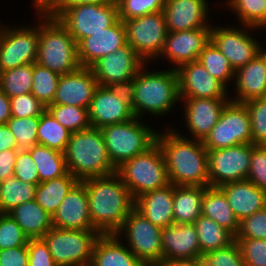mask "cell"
<instances>
[{
    "label": "cell",
    "mask_w": 266,
    "mask_h": 266,
    "mask_svg": "<svg viewBox=\"0 0 266 266\" xmlns=\"http://www.w3.org/2000/svg\"><path fill=\"white\" fill-rule=\"evenodd\" d=\"M92 225L101 235L117 234L135 200L117 172L82 180Z\"/></svg>",
    "instance_id": "1"
},
{
    "label": "cell",
    "mask_w": 266,
    "mask_h": 266,
    "mask_svg": "<svg viewBox=\"0 0 266 266\" xmlns=\"http://www.w3.org/2000/svg\"><path fill=\"white\" fill-rule=\"evenodd\" d=\"M156 142L162 150L170 183L209 187L208 150L203 141L190 140L174 129L158 133Z\"/></svg>",
    "instance_id": "2"
},
{
    "label": "cell",
    "mask_w": 266,
    "mask_h": 266,
    "mask_svg": "<svg viewBox=\"0 0 266 266\" xmlns=\"http://www.w3.org/2000/svg\"><path fill=\"white\" fill-rule=\"evenodd\" d=\"M143 67L128 87L134 115L141 118L145 112L164 115L178 100L179 85L176 70L148 72Z\"/></svg>",
    "instance_id": "3"
},
{
    "label": "cell",
    "mask_w": 266,
    "mask_h": 266,
    "mask_svg": "<svg viewBox=\"0 0 266 266\" xmlns=\"http://www.w3.org/2000/svg\"><path fill=\"white\" fill-rule=\"evenodd\" d=\"M67 171L79 181L115 173L103 135L98 128L71 132L64 152Z\"/></svg>",
    "instance_id": "4"
},
{
    "label": "cell",
    "mask_w": 266,
    "mask_h": 266,
    "mask_svg": "<svg viewBox=\"0 0 266 266\" xmlns=\"http://www.w3.org/2000/svg\"><path fill=\"white\" fill-rule=\"evenodd\" d=\"M42 18L36 63L60 75L79 69L77 42L67 28L57 18Z\"/></svg>",
    "instance_id": "5"
},
{
    "label": "cell",
    "mask_w": 266,
    "mask_h": 266,
    "mask_svg": "<svg viewBox=\"0 0 266 266\" xmlns=\"http://www.w3.org/2000/svg\"><path fill=\"white\" fill-rule=\"evenodd\" d=\"M116 172L134 200L170 184L165 159L157 142L147 151L125 161Z\"/></svg>",
    "instance_id": "6"
},
{
    "label": "cell",
    "mask_w": 266,
    "mask_h": 266,
    "mask_svg": "<svg viewBox=\"0 0 266 266\" xmlns=\"http://www.w3.org/2000/svg\"><path fill=\"white\" fill-rule=\"evenodd\" d=\"M139 120L135 117L100 128L109 159L116 169L156 143L158 133Z\"/></svg>",
    "instance_id": "7"
},
{
    "label": "cell",
    "mask_w": 266,
    "mask_h": 266,
    "mask_svg": "<svg viewBox=\"0 0 266 266\" xmlns=\"http://www.w3.org/2000/svg\"><path fill=\"white\" fill-rule=\"evenodd\" d=\"M96 230H68L52 227L42 239L47 244L57 266H90Z\"/></svg>",
    "instance_id": "8"
},
{
    "label": "cell",
    "mask_w": 266,
    "mask_h": 266,
    "mask_svg": "<svg viewBox=\"0 0 266 266\" xmlns=\"http://www.w3.org/2000/svg\"><path fill=\"white\" fill-rule=\"evenodd\" d=\"M123 233L128 241L126 245L145 266H158L163 262L162 229L136 208L129 213L116 235Z\"/></svg>",
    "instance_id": "9"
},
{
    "label": "cell",
    "mask_w": 266,
    "mask_h": 266,
    "mask_svg": "<svg viewBox=\"0 0 266 266\" xmlns=\"http://www.w3.org/2000/svg\"><path fill=\"white\" fill-rule=\"evenodd\" d=\"M247 143H252L247 107L229 99L203 144L207 150H214Z\"/></svg>",
    "instance_id": "10"
},
{
    "label": "cell",
    "mask_w": 266,
    "mask_h": 266,
    "mask_svg": "<svg viewBox=\"0 0 266 266\" xmlns=\"http://www.w3.org/2000/svg\"><path fill=\"white\" fill-rule=\"evenodd\" d=\"M128 43L145 62L161 54L168 35L164 12L123 21Z\"/></svg>",
    "instance_id": "11"
},
{
    "label": "cell",
    "mask_w": 266,
    "mask_h": 266,
    "mask_svg": "<svg viewBox=\"0 0 266 266\" xmlns=\"http://www.w3.org/2000/svg\"><path fill=\"white\" fill-rule=\"evenodd\" d=\"M145 60L126 43L97 60L90 68L100 86L128 88Z\"/></svg>",
    "instance_id": "12"
},
{
    "label": "cell",
    "mask_w": 266,
    "mask_h": 266,
    "mask_svg": "<svg viewBox=\"0 0 266 266\" xmlns=\"http://www.w3.org/2000/svg\"><path fill=\"white\" fill-rule=\"evenodd\" d=\"M118 19L117 4L92 3L69 8L58 18L77 44L83 38L105 31Z\"/></svg>",
    "instance_id": "13"
},
{
    "label": "cell",
    "mask_w": 266,
    "mask_h": 266,
    "mask_svg": "<svg viewBox=\"0 0 266 266\" xmlns=\"http://www.w3.org/2000/svg\"><path fill=\"white\" fill-rule=\"evenodd\" d=\"M251 153L252 143L208 150L209 187L246 180Z\"/></svg>",
    "instance_id": "14"
},
{
    "label": "cell",
    "mask_w": 266,
    "mask_h": 266,
    "mask_svg": "<svg viewBox=\"0 0 266 266\" xmlns=\"http://www.w3.org/2000/svg\"><path fill=\"white\" fill-rule=\"evenodd\" d=\"M92 128L123 123L134 115L128 88L98 86L88 108Z\"/></svg>",
    "instance_id": "15"
},
{
    "label": "cell",
    "mask_w": 266,
    "mask_h": 266,
    "mask_svg": "<svg viewBox=\"0 0 266 266\" xmlns=\"http://www.w3.org/2000/svg\"><path fill=\"white\" fill-rule=\"evenodd\" d=\"M0 28V72L36 63L39 25L26 28Z\"/></svg>",
    "instance_id": "16"
},
{
    "label": "cell",
    "mask_w": 266,
    "mask_h": 266,
    "mask_svg": "<svg viewBox=\"0 0 266 266\" xmlns=\"http://www.w3.org/2000/svg\"><path fill=\"white\" fill-rule=\"evenodd\" d=\"M211 41L236 71L261 52V46L243 29L211 26Z\"/></svg>",
    "instance_id": "17"
},
{
    "label": "cell",
    "mask_w": 266,
    "mask_h": 266,
    "mask_svg": "<svg viewBox=\"0 0 266 266\" xmlns=\"http://www.w3.org/2000/svg\"><path fill=\"white\" fill-rule=\"evenodd\" d=\"M174 69L178 76L180 98H228L227 87L212 77L198 60Z\"/></svg>",
    "instance_id": "18"
},
{
    "label": "cell",
    "mask_w": 266,
    "mask_h": 266,
    "mask_svg": "<svg viewBox=\"0 0 266 266\" xmlns=\"http://www.w3.org/2000/svg\"><path fill=\"white\" fill-rule=\"evenodd\" d=\"M211 40V27L168 32L160 56L173 64L181 65L197 61L200 53Z\"/></svg>",
    "instance_id": "19"
},
{
    "label": "cell",
    "mask_w": 266,
    "mask_h": 266,
    "mask_svg": "<svg viewBox=\"0 0 266 266\" xmlns=\"http://www.w3.org/2000/svg\"><path fill=\"white\" fill-rule=\"evenodd\" d=\"M98 86L91 68L80 67L72 73L62 74L52 104L88 109Z\"/></svg>",
    "instance_id": "20"
},
{
    "label": "cell",
    "mask_w": 266,
    "mask_h": 266,
    "mask_svg": "<svg viewBox=\"0 0 266 266\" xmlns=\"http://www.w3.org/2000/svg\"><path fill=\"white\" fill-rule=\"evenodd\" d=\"M52 225L68 230H95L90 218L86 187L82 181L59 204L52 216Z\"/></svg>",
    "instance_id": "21"
},
{
    "label": "cell",
    "mask_w": 266,
    "mask_h": 266,
    "mask_svg": "<svg viewBox=\"0 0 266 266\" xmlns=\"http://www.w3.org/2000/svg\"><path fill=\"white\" fill-rule=\"evenodd\" d=\"M126 44V29L118 19L105 31L83 38L78 44V59L81 67L90 68L100 58L115 52Z\"/></svg>",
    "instance_id": "22"
},
{
    "label": "cell",
    "mask_w": 266,
    "mask_h": 266,
    "mask_svg": "<svg viewBox=\"0 0 266 266\" xmlns=\"http://www.w3.org/2000/svg\"><path fill=\"white\" fill-rule=\"evenodd\" d=\"M184 100L186 126L194 140L204 141L217 123L229 98H180ZM186 100V101H185Z\"/></svg>",
    "instance_id": "23"
},
{
    "label": "cell",
    "mask_w": 266,
    "mask_h": 266,
    "mask_svg": "<svg viewBox=\"0 0 266 266\" xmlns=\"http://www.w3.org/2000/svg\"><path fill=\"white\" fill-rule=\"evenodd\" d=\"M163 262L181 259H202L194 224H172L161 233Z\"/></svg>",
    "instance_id": "24"
},
{
    "label": "cell",
    "mask_w": 266,
    "mask_h": 266,
    "mask_svg": "<svg viewBox=\"0 0 266 266\" xmlns=\"http://www.w3.org/2000/svg\"><path fill=\"white\" fill-rule=\"evenodd\" d=\"M206 0H165L163 12L168 32L210 27Z\"/></svg>",
    "instance_id": "25"
},
{
    "label": "cell",
    "mask_w": 266,
    "mask_h": 266,
    "mask_svg": "<svg viewBox=\"0 0 266 266\" xmlns=\"http://www.w3.org/2000/svg\"><path fill=\"white\" fill-rule=\"evenodd\" d=\"M219 188L239 222L266 207V192L247 179L226 183Z\"/></svg>",
    "instance_id": "26"
},
{
    "label": "cell",
    "mask_w": 266,
    "mask_h": 266,
    "mask_svg": "<svg viewBox=\"0 0 266 266\" xmlns=\"http://www.w3.org/2000/svg\"><path fill=\"white\" fill-rule=\"evenodd\" d=\"M236 97L230 100L244 103L253 98L266 97V58L260 52L246 65L235 71Z\"/></svg>",
    "instance_id": "27"
},
{
    "label": "cell",
    "mask_w": 266,
    "mask_h": 266,
    "mask_svg": "<svg viewBox=\"0 0 266 266\" xmlns=\"http://www.w3.org/2000/svg\"><path fill=\"white\" fill-rule=\"evenodd\" d=\"M174 185L147 192L135 200V208L161 229L174 224Z\"/></svg>",
    "instance_id": "28"
},
{
    "label": "cell",
    "mask_w": 266,
    "mask_h": 266,
    "mask_svg": "<svg viewBox=\"0 0 266 266\" xmlns=\"http://www.w3.org/2000/svg\"><path fill=\"white\" fill-rule=\"evenodd\" d=\"M116 234L100 235L90 266H145Z\"/></svg>",
    "instance_id": "29"
},
{
    "label": "cell",
    "mask_w": 266,
    "mask_h": 266,
    "mask_svg": "<svg viewBox=\"0 0 266 266\" xmlns=\"http://www.w3.org/2000/svg\"><path fill=\"white\" fill-rule=\"evenodd\" d=\"M8 214L17 222L29 239L42 238L53 227L52 216L35 200L22 203L9 211Z\"/></svg>",
    "instance_id": "30"
},
{
    "label": "cell",
    "mask_w": 266,
    "mask_h": 266,
    "mask_svg": "<svg viewBox=\"0 0 266 266\" xmlns=\"http://www.w3.org/2000/svg\"><path fill=\"white\" fill-rule=\"evenodd\" d=\"M204 186L174 185V224H194L202 215Z\"/></svg>",
    "instance_id": "31"
},
{
    "label": "cell",
    "mask_w": 266,
    "mask_h": 266,
    "mask_svg": "<svg viewBox=\"0 0 266 266\" xmlns=\"http://www.w3.org/2000/svg\"><path fill=\"white\" fill-rule=\"evenodd\" d=\"M202 215L217 222L234 236L239 229V220L233 213L228 199L219 187H205Z\"/></svg>",
    "instance_id": "32"
},
{
    "label": "cell",
    "mask_w": 266,
    "mask_h": 266,
    "mask_svg": "<svg viewBox=\"0 0 266 266\" xmlns=\"http://www.w3.org/2000/svg\"><path fill=\"white\" fill-rule=\"evenodd\" d=\"M79 180L71 173L46 180L36 187L34 200L51 216L56 212L59 204Z\"/></svg>",
    "instance_id": "33"
},
{
    "label": "cell",
    "mask_w": 266,
    "mask_h": 266,
    "mask_svg": "<svg viewBox=\"0 0 266 266\" xmlns=\"http://www.w3.org/2000/svg\"><path fill=\"white\" fill-rule=\"evenodd\" d=\"M194 225L202 255L227 247L235 241V236L230 231L203 215L194 222Z\"/></svg>",
    "instance_id": "34"
},
{
    "label": "cell",
    "mask_w": 266,
    "mask_h": 266,
    "mask_svg": "<svg viewBox=\"0 0 266 266\" xmlns=\"http://www.w3.org/2000/svg\"><path fill=\"white\" fill-rule=\"evenodd\" d=\"M28 151L37 166L40 182L61 177L68 172L64 153L39 144Z\"/></svg>",
    "instance_id": "35"
},
{
    "label": "cell",
    "mask_w": 266,
    "mask_h": 266,
    "mask_svg": "<svg viewBox=\"0 0 266 266\" xmlns=\"http://www.w3.org/2000/svg\"><path fill=\"white\" fill-rule=\"evenodd\" d=\"M36 184L23 182L12 176L0 182V213L34 200Z\"/></svg>",
    "instance_id": "36"
},
{
    "label": "cell",
    "mask_w": 266,
    "mask_h": 266,
    "mask_svg": "<svg viewBox=\"0 0 266 266\" xmlns=\"http://www.w3.org/2000/svg\"><path fill=\"white\" fill-rule=\"evenodd\" d=\"M70 136L71 131L62 126L47 110L41 114L37 130V144L64 153Z\"/></svg>",
    "instance_id": "37"
},
{
    "label": "cell",
    "mask_w": 266,
    "mask_h": 266,
    "mask_svg": "<svg viewBox=\"0 0 266 266\" xmlns=\"http://www.w3.org/2000/svg\"><path fill=\"white\" fill-rule=\"evenodd\" d=\"M33 63L0 72V89L9 97L31 93Z\"/></svg>",
    "instance_id": "38"
},
{
    "label": "cell",
    "mask_w": 266,
    "mask_h": 266,
    "mask_svg": "<svg viewBox=\"0 0 266 266\" xmlns=\"http://www.w3.org/2000/svg\"><path fill=\"white\" fill-rule=\"evenodd\" d=\"M198 61L209 71L212 77L218 79L226 87L228 81L235 78V70L230 65L229 60L211 40L200 53Z\"/></svg>",
    "instance_id": "39"
},
{
    "label": "cell",
    "mask_w": 266,
    "mask_h": 266,
    "mask_svg": "<svg viewBox=\"0 0 266 266\" xmlns=\"http://www.w3.org/2000/svg\"><path fill=\"white\" fill-rule=\"evenodd\" d=\"M229 1V2H228ZM227 6L237 14L243 28L260 29L266 26V0H228Z\"/></svg>",
    "instance_id": "40"
},
{
    "label": "cell",
    "mask_w": 266,
    "mask_h": 266,
    "mask_svg": "<svg viewBox=\"0 0 266 266\" xmlns=\"http://www.w3.org/2000/svg\"><path fill=\"white\" fill-rule=\"evenodd\" d=\"M46 110L71 132L91 128L88 109L73 105L49 104Z\"/></svg>",
    "instance_id": "41"
},
{
    "label": "cell",
    "mask_w": 266,
    "mask_h": 266,
    "mask_svg": "<svg viewBox=\"0 0 266 266\" xmlns=\"http://www.w3.org/2000/svg\"><path fill=\"white\" fill-rule=\"evenodd\" d=\"M60 74L33 63V84L31 93L45 106L53 103Z\"/></svg>",
    "instance_id": "42"
},
{
    "label": "cell",
    "mask_w": 266,
    "mask_h": 266,
    "mask_svg": "<svg viewBox=\"0 0 266 266\" xmlns=\"http://www.w3.org/2000/svg\"><path fill=\"white\" fill-rule=\"evenodd\" d=\"M40 116L36 117H11L6 125L16 138L17 150H29L37 145V130Z\"/></svg>",
    "instance_id": "43"
},
{
    "label": "cell",
    "mask_w": 266,
    "mask_h": 266,
    "mask_svg": "<svg viewBox=\"0 0 266 266\" xmlns=\"http://www.w3.org/2000/svg\"><path fill=\"white\" fill-rule=\"evenodd\" d=\"M250 116L253 145L266 146V97L244 102Z\"/></svg>",
    "instance_id": "44"
},
{
    "label": "cell",
    "mask_w": 266,
    "mask_h": 266,
    "mask_svg": "<svg viewBox=\"0 0 266 266\" xmlns=\"http://www.w3.org/2000/svg\"><path fill=\"white\" fill-rule=\"evenodd\" d=\"M165 0H117L118 17L125 21L163 11Z\"/></svg>",
    "instance_id": "45"
},
{
    "label": "cell",
    "mask_w": 266,
    "mask_h": 266,
    "mask_svg": "<svg viewBox=\"0 0 266 266\" xmlns=\"http://www.w3.org/2000/svg\"><path fill=\"white\" fill-rule=\"evenodd\" d=\"M28 239L8 213H0V250L25 246Z\"/></svg>",
    "instance_id": "46"
},
{
    "label": "cell",
    "mask_w": 266,
    "mask_h": 266,
    "mask_svg": "<svg viewBox=\"0 0 266 266\" xmlns=\"http://www.w3.org/2000/svg\"><path fill=\"white\" fill-rule=\"evenodd\" d=\"M204 266H245L237 241L202 256Z\"/></svg>",
    "instance_id": "47"
},
{
    "label": "cell",
    "mask_w": 266,
    "mask_h": 266,
    "mask_svg": "<svg viewBox=\"0 0 266 266\" xmlns=\"http://www.w3.org/2000/svg\"><path fill=\"white\" fill-rule=\"evenodd\" d=\"M240 238L266 240V207L239 222L235 241Z\"/></svg>",
    "instance_id": "48"
},
{
    "label": "cell",
    "mask_w": 266,
    "mask_h": 266,
    "mask_svg": "<svg viewBox=\"0 0 266 266\" xmlns=\"http://www.w3.org/2000/svg\"><path fill=\"white\" fill-rule=\"evenodd\" d=\"M237 243L245 266H266V240L240 238Z\"/></svg>",
    "instance_id": "49"
},
{
    "label": "cell",
    "mask_w": 266,
    "mask_h": 266,
    "mask_svg": "<svg viewBox=\"0 0 266 266\" xmlns=\"http://www.w3.org/2000/svg\"><path fill=\"white\" fill-rule=\"evenodd\" d=\"M11 114L13 117H36L46 110V106L32 93L11 97Z\"/></svg>",
    "instance_id": "50"
},
{
    "label": "cell",
    "mask_w": 266,
    "mask_h": 266,
    "mask_svg": "<svg viewBox=\"0 0 266 266\" xmlns=\"http://www.w3.org/2000/svg\"><path fill=\"white\" fill-rule=\"evenodd\" d=\"M247 180L266 192V146L252 144Z\"/></svg>",
    "instance_id": "51"
},
{
    "label": "cell",
    "mask_w": 266,
    "mask_h": 266,
    "mask_svg": "<svg viewBox=\"0 0 266 266\" xmlns=\"http://www.w3.org/2000/svg\"><path fill=\"white\" fill-rule=\"evenodd\" d=\"M13 176L23 182L38 185L40 182L37 166L28 150H19L14 165Z\"/></svg>",
    "instance_id": "52"
},
{
    "label": "cell",
    "mask_w": 266,
    "mask_h": 266,
    "mask_svg": "<svg viewBox=\"0 0 266 266\" xmlns=\"http://www.w3.org/2000/svg\"><path fill=\"white\" fill-rule=\"evenodd\" d=\"M28 266H57L50 254L47 244L42 238L28 239Z\"/></svg>",
    "instance_id": "53"
},
{
    "label": "cell",
    "mask_w": 266,
    "mask_h": 266,
    "mask_svg": "<svg viewBox=\"0 0 266 266\" xmlns=\"http://www.w3.org/2000/svg\"><path fill=\"white\" fill-rule=\"evenodd\" d=\"M29 256L25 246L0 250V266H28Z\"/></svg>",
    "instance_id": "54"
},
{
    "label": "cell",
    "mask_w": 266,
    "mask_h": 266,
    "mask_svg": "<svg viewBox=\"0 0 266 266\" xmlns=\"http://www.w3.org/2000/svg\"><path fill=\"white\" fill-rule=\"evenodd\" d=\"M117 4V0H60L46 15L59 18L67 9L81 4Z\"/></svg>",
    "instance_id": "55"
},
{
    "label": "cell",
    "mask_w": 266,
    "mask_h": 266,
    "mask_svg": "<svg viewBox=\"0 0 266 266\" xmlns=\"http://www.w3.org/2000/svg\"><path fill=\"white\" fill-rule=\"evenodd\" d=\"M18 151L6 150L0 152V182L13 176Z\"/></svg>",
    "instance_id": "56"
},
{
    "label": "cell",
    "mask_w": 266,
    "mask_h": 266,
    "mask_svg": "<svg viewBox=\"0 0 266 266\" xmlns=\"http://www.w3.org/2000/svg\"><path fill=\"white\" fill-rule=\"evenodd\" d=\"M17 150V141L6 124H0V152Z\"/></svg>",
    "instance_id": "57"
},
{
    "label": "cell",
    "mask_w": 266,
    "mask_h": 266,
    "mask_svg": "<svg viewBox=\"0 0 266 266\" xmlns=\"http://www.w3.org/2000/svg\"><path fill=\"white\" fill-rule=\"evenodd\" d=\"M11 117L10 98L0 89V124H6Z\"/></svg>",
    "instance_id": "58"
},
{
    "label": "cell",
    "mask_w": 266,
    "mask_h": 266,
    "mask_svg": "<svg viewBox=\"0 0 266 266\" xmlns=\"http://www.w3.org/2000/svg\"><path fill=\"white\" fill-rule=\"evenodd\" d=\"M158 266H204L202 259H181L164 261Z\"/></svg>",
    "instance_id": "59"
},
{
    "label": "cell",
    "mask_w": 266,
    "mask_h": 266,
    "mask_svg": "<svg viewBox=\"0 0 266 266\" xmlns=\"http://www.w3.org/2000/svg\"><path fill=\"white\" fill-rule=\"evenodd\" d=\"M39 17L46 15L60 0H33Z\"/></svg>",
    "instance_id": "60"
},
{
    "label": "cell",
    "mask_w": 266,
    "mask_h": 266,
    "mask_svg": "<svg viewBox=\"0 0 266 266\" xmlns=\"http://www.w3.org/2000/svg\"><path fill=\"white\" fill-rule=\"evenodd\" d=\"M265 48L264 47H261V52H262V54L265 56V58H266V49L264 50Z\"/></svg>",
    "instance_id": "61"
}]
</instances>
